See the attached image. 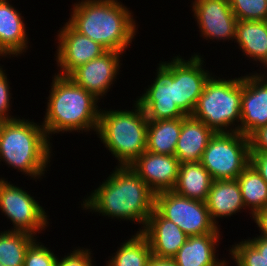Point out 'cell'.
<instances>
[{
    "label": "cell",
    "mask_w": 267,
    "mask_h": 266,
    "mask_svg": "<svg viewBox=\"0 0 267 266\" xmlns=\"http://www.w3.org/2000/svg\"><path fill=\"white\" fill-rule=\"evenodd\" d=\"M215 132L192 116L182 118V129L175 149L180 164L201 162L204 150Z\"/></svg>",
    "instance_id": "obj_18"
},
{
    "label": "cell",
    "mask_w": 267,
    "mask_h": 266,
    "mask_svg": "<svg viewBox=\"0 0 267 266\" xmlns=\"http://www.w3.org/2000/svg\"><path fill=\"white\" fill-rule=\"evenodd\" d=\"M5 70L0 72V121H8L15 119L16 117L9 116V108H10V99H11V89L9 87V81L7 80V76L5 75Z\"/></svg>",
    "instance_id": "obj_32"
},
{
    "label": "cell",
    "mask_w": 267,
    "mask_h": 266,
    "mask_svg": "<svg viewBox=\"0 0 267 266\" xmlns=\"http://www.w3.org/2000/svg\"><path fill=\"white\" fill-rule=\"evenodd\" d=\"M229 2L238 21L267 20L266 0H229Z\"/></svg>",
    "instance_id": "obj_28"
},
{
    "label": "cell",
    "mask_w": 267,
    "mask_h": 266,
    "mask_svg": "<svg viewBox=\"0 0 267 266\" xmlns=\"http://www.w3.org/2000/svg\"><path fill=\"white\" fill-rule=\"evenodd\" d=\"M253 218L261 231L259 237L267 238V207L256 213Z\"/></svg>",
    "instance_id": "obj_35"
},
{
    "label": "cell",
    "mask_w": 267,
    "mask_h": 266,
    "mask_svg": "<svg viewBox=\"0 0 267 266\" xmlns=\"http://www.w3.org/2000/svg\"><path fill=\"white\" fill-rule=\"evenodd\" d=\"M219 239V233L188 236L173 259L178 266H225L215 255Z\"/></svg>",
    "instance_id": "obj_19"
},
{
    "label": "cell",
    "mask_w": 267,
    "mask_h": 266,
    "mask_svg": "<svg viewBox=\"0 0 267 266\" xmlns=\"http://www.w3.org/2000/svg\"><path fill=\"white\" fill-rule=\"evenodd\" d=\"M134 111H100L97 133L119 166L131 165L145 150L148 119L136 102Z\"/></svg>",
    "instance_id": "obj_5"
},
{
    "label": "cell",
    "mask_w": 267,
    "mask_h": 266,
    "mask_svg": "<svg viewBox=\"0 0 267 266\" xmlns=\"http://www.w3.org/2000/svg\"><path fill=\"white\" fill-rule=\"evenodd\" d=\"M229 252L237 266H267V259L248 240L235 244Z\"/></svg>",
    "instance_id": "obj_29"
},
{
    "label": "cell",
    "mask_w": 267,
    "mask_h": 266,
    "mask_svg": "<svg viewBox=\"0 0 267 266\" xmlns=\"http://www.w3.org/2000/svg\"><path fill=\"white\" fill-rule=\"evenodd\" d=\"M141 233L148 239L152 255L160 258H173L188 238L180 227L156 209L151 212Z\"/></svg>",
    "instance_id": "obj_17"
},
{
    "label": "cell",
    "mask_w": 267,
    "mask_h": 266,
    "mask_svg": "<svg viewBox=\"0 0 267 266\" xmlns=\"http://www.w3.org/2000/svg\"><path fill=\"white\" fill-rule=\"evenodd\" d=\"M50 144L42 125L24 118L0 121V159L34 179L50 163Z\"/></svg>",
    "instance_id": "obj_4"
},
{
    "label": "cell",
    "mask_w": 267,
    "mask_h": 266,
    "mask_svg": "<svg viewBox=\"0 0 267 266\" xmlns=\"http://www.w3.org/2000/svg\"><path fill=\"white\" fill-rule=\"evenodd\" d=\"M256 237L253 239L250 238L248 241L267 259V238Z\"/></svg>",
    "instance_id": "obj_37"
},
{
    "label": "cell",
    "mask_w": 267,
    "mask_h": 266,
    "mask_svg": "<svg viewBox=\"0 0 267 266\" xmlns=\"http://www.w3.org/2000/svg\"><path fill=\"white\" fill-rule=\"evenodd\" d=\"M0 56H1V57H4V56H6V55L3 54V53L0 51ZM2 69H3V68L0 66V72L2 71Z\"/></svg>",
    "instance_id": "obj_38"
},
{
    "label": "cell",
    "mask_w": 267,
    "mask_h": 266,
    "mask_svg": "<svg viewBox=\"0 0 267 266\" xmlns=\"http://www.w3.org/2000/svg\"><path fill=\"white\" fill-rule=\"evenodd\" d=\"M147 266H178L173 258H160L154 255L151 256Z\"/></svg>",
    "instance_id": "obj_36"
},
{
    "label": "cell",
    "mask_w": 267,
    "mask_h": 266,
    "mask_svg": "<svg viewBox=\"0 0 267 266\" xmlns=\"http://www.w3.org/2000/svg\"><path fill=\"white\" fill-rule=\"evenodd\" d=\"M250 164L267 182V153H250Z\"/></svg>",
    "instance_id": "obj_34"
},
{
    "label": "cell",
    "mask_w": 267,
    "mask_h": 266,
    "mask_svg": "<svg viewBox=\"0 0 267 266\" xmlns=\"http://www.w3.org/2000/svg\"><path fill=\"white\" fill-rule=\"evenodd\" d=\"M262 64L263 66L267 67V59Z\"/></svg>",
    "instance_id": "obj_39"
},
{
    "label": "cell",
    "mask_w": 267,
    "mask_h": 266,
    "mask_svg": "<svg viewBox=\"0 0 267 266\" xmlns=\"http://www.w3.org/2000/svg\"><path fill=\"white\" fill-rule=\"evenodd\" d=\"M45 120L42 126L49 134L90 129L97 131L100 110L92 93L77 85L68 76L53 77Z\"/></svg>",
    "instance_id": "obj_3"
},
{
    "label": "cell",
    "mask_w": 267,
    "mask_h": 266,
    "mask_svg": "<svg viewBox=\"0 0 267 266\" xmlns=\"http://www.w3.org/2000/svg\"><path fill=\"white\" fill-rule=\"evenodd\" d=\"M206 205L212 221L217 225V218L231 217L240 209H245L238 181L213 180Z\"/></svg>",
    "instance_id": "obj_21"
},
{
    "label": "cell",
    "mask_w": 267,
    "mask_h": 266,
    "mask_svg": "<svg viewBox=\"0 0 267 266\" xmlns=\"http://www.w3.org/2000/svg\"><path fill=\"white\" fill-rule=\"evenodd\" d=\"M242 77L225 80L211 76L198 99L192 117L215 133L235 132L232 124L241 120ZM231 126V129L227 130Z\"/></svg>",
    "instance_id": "obj_6"
},
{
    "label": "cell",
    "mask_w": 267,
    "mask_h": 266,
    "mask_svg": "<svg viewBox=\"0 0 267 266\" xmlns=\"http://www.w3.org/2000/svg\"><path fill=\"white\" fill-rule=\"evenodd\" d=\"M201 163L213 180H235L250 164L247 136L239 132H219L210 139Z\"/></svg>",
    "instance_id": "obj_7"
},
{
    "label": "cell",
    "mask_w": 267,
    "mask_h": 266,
    "mask_svg": "<svg viewBox=\"0 0 267 266\" xmlns=\"http://www.w3.org/2000/svg\"><path fill=\"white\" fill-rule=\"evenodd\" d=\"M155 192L131 169L116 166L105 182L84 199L83 208L103 216L139 222L144 230L155 209Z\"/></svg>",
    "instance_id": "obj_1"
},
{
    "label": "cell",
    "mask_w": 267,
    "mask_h": 266,
    "mask_svg": "<svg viewBox=\"0 0 267 266\" xmlns=\"http://www.w3.org/2000/svg\"><path fill=\"white\" fill-rule=\"evenodd\" d=\"M106 266H147L152 256L148 239L139 231L122 243Z\"/></svg>",
    "instance_id": "obj_26"
},
{
    "label": "cell",
    "mask_w": 267,
    "mask_h": 266,
    "mask_svg": "<svg viewBox=\"0 0 267 266\" xmlns=\"http://www.w3.org/2000/svg\"><path fill=\"white\" fill-rule=\"evenodd\" d=\"M58 257L36 240L28 247L24 266H56Z\"/></svg>",
    "instance_id": "obj_30"
},
{
    "label": "cell",
    "mask_w": 267,
    "mask_h": 266,
    "mask_svg": "<svg viewBox=\"0 0 267 266\" xmlns=\"http://www.w3.org/2000/svg\"><path fill=\"white\" fill-rule=\"evenodd\" d=\"M122 52L107 51L76 68L68 77L96 98H102L116 79L120 69Z\"/></svg>",
    "instance_id": "obj_15"
},
{
    "label": "cell",
    "mask_w": 267,
    "mask_h": 266,
    "mask_svg": "<svg viewBox=\"0 0 267 266\" xmlns=\"http://www.w3.org/2000/svg\"><path fill=\"white\" fill-rule=\"evenodd\" d=\"M90 249H77L64 258L57 259L56 266H93Z\"/></svg>",
    "instance_id": "obj_31"
},
{
    "label": "cell",
    "mask_w": 267,
    "mask_h": 266,
    "mask_svg": "<svg viewBox=\"0 0 267 266\" xmlns=\"http://www.w3.org/2000/svg\"><path fill=\"white\" fill-rule=\"evenodd\" d=\"M182 129V118L148 121L146 151L175 155Z\"/></svg>",
    "instance_id": "obj_24"
},
{
    "label": "cell",
    "mask_w": 267,
    "mask_h": 266,
    "mask_svg": "<svg viewBox=\"0 0 267 266\" xmlns=\"http://www.w3.org/2000/svg\"><path fill=\"white\" fill-rule=\"evenodd\" d=\"M22 14L7 0H0V51L5 55H20L28 48V35Z\"/></svg>",
    "instance_id": "obj_20"
},
{
    "label": "cell",
    "mask_w": 267,
    "mask_h": 266,
    "mask_svg": "<svg viewBox=\"0 0 267 266\" xmlns=\"http://www.w3.org/2000/svg\"><path fill=\"white\" fill-rule=\"evenodd\" d=\"M241 188L245 208H251L252 216L267 207V182L249 164L236 179Z\"/></svg>",
    "instance_id": "obj_25"
},
{
    "label": "cell",
    "mask_w": 267,
    "mask_h": 266,
    "mask_svg": "<svg viewBox=\"0 0 267 266\" xmlns=\"http://www.w3.org/2000/svg\"><path fill=\"white\" fill-rule=\"evenodd\" d=\"M35 236L20 231L8 230L0 233V264L3 266H24L28 247Z\"/></svg>",
    "instance_id": "obj_27"
},
{
    "label": "cell",
    "mask_w": 267,
    "mask_h": 266,
    "mask_svg": "<svg viewBox=\"0 0 267 266\" xmlns=\"http://www.w3.org/2000/svg\"><path fill=\"white\" fill-rule=\"evenodd\" d=\"M248 139L250 153H267V125L257 128Z\"/></svg>",
    "instance_id": "obj_33"
},
{
    "label": "cell",
    "mask_w": 267,
    "mask_h": 266,
    "mask_svg": "<svg viewBox=\"0 0 267 266\" xmlns=\"http://www.w3.org/2000/svg\"><path fill=\"white\" fill-rule=\"evenodd\" d=\"M202 59L197 54L189 60L175 57V103L186 116L194 112L205 84L212 75L202 68Z\"/></svg>",
    "instance_id": "obj_12"
},
{
    "label": "cell",
    "mask_w": 267,
    "mask_h": 266,
    "mask_svg": "<svg viewBox=\"0 0 267 266\" xmlns=\"http://www.w3.org/2000/svg\"><path fill=\"white\" fill-rule=\"evenodd\" d=\"M193 12L200 32L206 40H234L236 19L229 0H195Z\"/></svg>",
    "instance_id": "obj_14"
},
{
    "label": "cell",
    "mask_w": 267,
    "mask_h": 266,
    "mask_svg": "<svg viewBox=\"0 0 267 266\" xmlns=\"http://www.w3.org/2000/svg\"><path fill=\"white\" fill-rule=\"evenodd\" d=\"M212 181L201 162L183 163L172 191L182 197L206 202Z\"/></svg>",
    "instance_id": "obj_22"
},
{
    "label": "cell",
    "mask_w": 267,
    "mask_h": 266,
    "mask_svg": "<svg viewBox=\"0 0 267 266\" xmlns=\"http://www.w3.org/2000/svg\"><path fill=\"white\" fill-rule=\"evenodd\" d=\"M129 166L155 193H158L174 188L180 162L175 155H162L145 150Z\"/></svg>",
    "instance_id": "obj_16"
},
{
    "label": "cell",
    "mask_w": 267,
    "mask_h": 266,
    "mask_svg": "<svg viewBox=\"0 0 267 266\" xmlns=\"http://www.w3.org/2000/svg\"><path fill=\"white\" fill-rule=\"evenodd\" d=\"M235 40L244 55L263 63L267 59V20L238 21Z\"/></svg>",
    "instance_id": "obj_23"
},
{
    "label": "cell",
    "mask_w": 267,
    "mask_h": 266,
    "mask_svg": "<svg viewBox=\"0 0 267 266\" xmlns=\"http://www.w3.org/2000/svg\"><path fill=\"white\" fill-rule=\"evenodd\" d=\"M68 23L108 51L125 52L136 35L133 15L117 0H82Z\"/></svg>",
    "instance_id": "obj_2"
},
{
    "label": "cell",
    "mask_w": 267,
    "mask_h": 266,
    "mask_svg": "<svg viewBox=\"0 0 267 266\" xmlns=\"http://www.w3.org/2000/svg\"><path fill=\"white\" fill-rule=\"evenodd\" d=\"M158 65L155 80L136 102L151 121L186 117L175 103V58Z\"/></svg>",
    "instance_id": "obj_10"
},
{
    "label": "cell",
    "mask_w": 267,
    "mask_h": 266,
    "mask_svg": "<svg viewBox=\"0 0 267 266\" xmlns=\"http://www.w3.org/2000/svg\"><path fill=\"white\" fill-rule=\"evenodd\" d=\"M264 75L242 76L241 120L234 128L247 137L267 125V77Z\"/></svg>",
    "instance_id": "obj_13"
},
{
    "label": "cell",
    "mask_w": 267,
    "mask_h": 266,
    "mask_svg": "<svg viewBox=\"0 0 267 266\" xmlns=\"http://www.w3.org/2000/svg\"><path fill=\"white\" fill-rule=\"evenodd\" d=\"M155 209L188 236L219 233L206 202L182 197L172 190L155 194Z\"/></svg>",
    "instance_id": "obj_8"
},
{
    "label": "cell",
    "mask_w": 267,
    "mask_h": 266,
    "mask_svg": "<svg viewBox=\"0 0 267 266\" xmlns=\"http://www.w3.org/2000/svg\"><path fill=\"white\" fill-rule=\"evenodd\" d=\"M0 210L13 223L14 230L33 236L48 225L47 213L34 197L18 186L0 179Z\"/></svg>",
    "instance_id": "obj_9"
},
{
    "label": "cell",
    "mask_w": 267,
    "mask_h": 266,
    "mask_svg": "<svg viewBox=\"0 0 267 266\" xmlns=\"http://www.w3.org/2000/svg\"><path fill=\"white\" fill-rule=\"evenodd\" d=\"M58 41L56 61L60 72L57 75L61 76H69L79 66L108 51L98 42L77 32L68 22L59 31Z\"/></svg>",
    "instance_id": "obj_11"
}]
</instances>
